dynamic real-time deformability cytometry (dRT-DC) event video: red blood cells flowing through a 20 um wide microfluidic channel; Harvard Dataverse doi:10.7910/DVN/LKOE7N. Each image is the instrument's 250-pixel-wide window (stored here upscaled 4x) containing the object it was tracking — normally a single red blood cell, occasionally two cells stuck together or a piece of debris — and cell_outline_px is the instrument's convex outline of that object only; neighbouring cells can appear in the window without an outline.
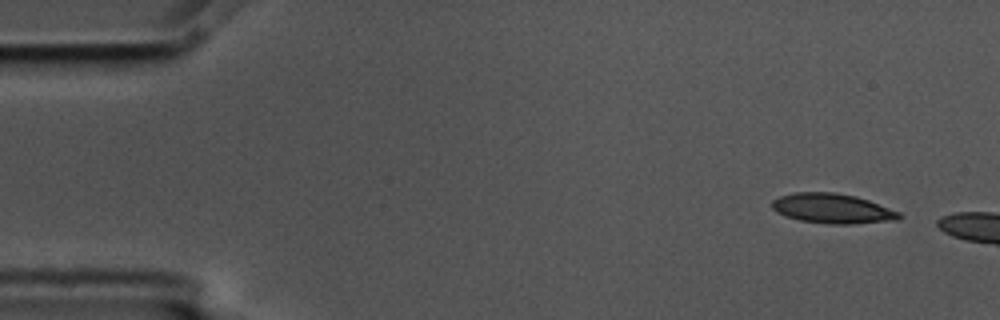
{"species": "common noctule bat (a hibernating species)", "species_latin": "Nyctalus noctula", "temperature_condition": "cold", "stored_images_in_passage": 2, "camera_frame_rate_fps": 3000, "um_per_image_px": 0.085, "animal": {"sex": "male", "body_mass_g": 17.5, "forearm_length_mm": 52.3}, "frame": {"image": 1, "passage_image": 1, "time_ms": 0.0, "image_size_px": [1000, 320], "cell_outline_px": [[904, 216], [896, 220], [848, 224], [828, 224], [800, 220], [776, 212], [772, 208], [772, 200], [780, 196], [796, 192], [832, 192], [856, 196], [868, 200], [900, 212]], "centroid_in_image_um": [70.76, 17.72], "position_along_channel_um": 14.2, "area_um2": 21.96}}